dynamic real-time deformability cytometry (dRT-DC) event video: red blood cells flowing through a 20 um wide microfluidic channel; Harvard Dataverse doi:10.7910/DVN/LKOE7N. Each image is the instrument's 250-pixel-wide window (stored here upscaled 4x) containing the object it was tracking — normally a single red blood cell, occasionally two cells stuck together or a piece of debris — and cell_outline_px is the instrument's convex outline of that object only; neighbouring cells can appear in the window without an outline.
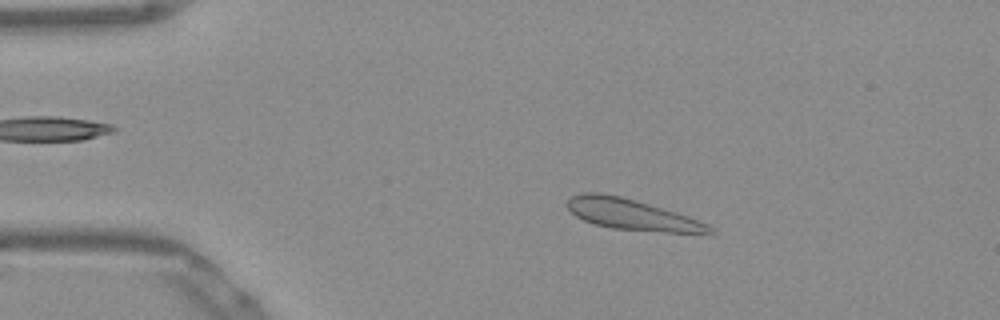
{"species": "Egyptian fruit bat (a non-hibernating species)", "species_latin": "Rousettus aegyptiacus", "temperature_condition": "warm", "stored_images_in_passage": 52, "camera_frame_rate_fps": 3000, "um_per_image_px": 0.085, "frame": {"image": 1, "passage_image": 9, "time_ms": 2.667, "image_size_px": [1000, 320], "cell_outline_px": [[716, 232], [712, 236], [612, 228], [592, 224], [576, 216], [564, 204], [572, 196], [584, 192], [600, 192], [620, 196], [636, 200], [676, 212], [688, 216], [708, 224]], "centroid_in_image_um": [53.8, 18.27], "position_along_channel_um": 31.2, "area_um2": 26.13}}
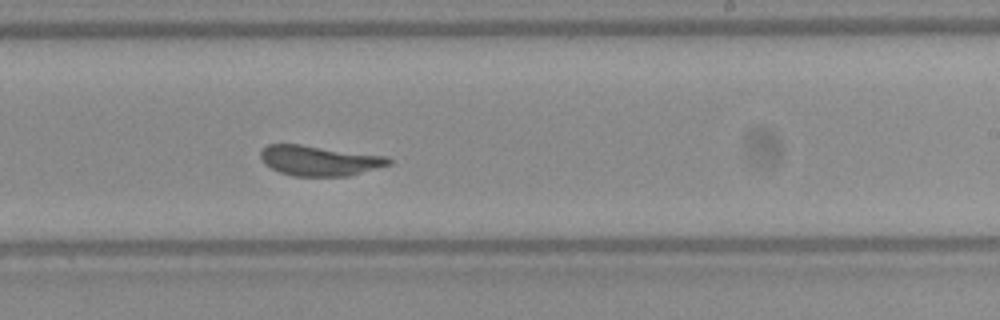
{"frame": {"image": 2, "passage_image": 31, "time_ms": 10.0, "image_size_px": [1000, 320], "cell_outline_px": [[392, 164], [348, 176], [292, 176], [280, 172], [264, 164], [260, 156], [260, 148], [268, 144], [300, 144], [388, 156], [392, 160]], "centroid_in_image_um": [27.14, 13.64], "position_along_channel_um": 261.9, "area_um2": 22.72}}
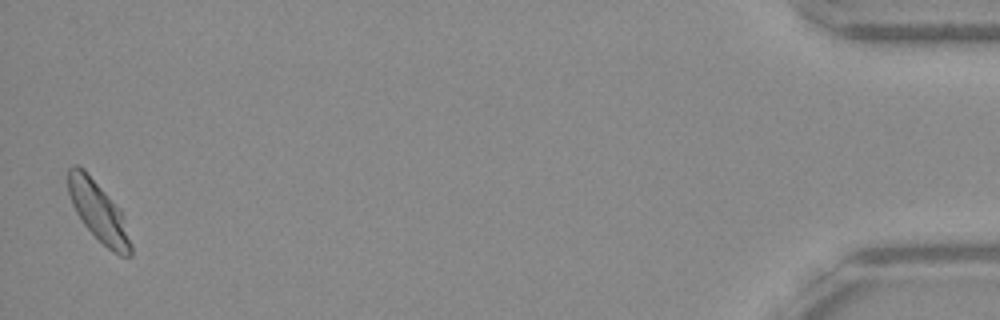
{"frame": {"image": 3, "passage_image": 51, "time_ms": 16.667, "image_size_px": [1000, 320], "cell_outline_px": [[132, 256], [120, 256], [112, 252], [84, 224], [76, 212], [72, 204], [68, 192], [68, 168], [72, 164], [76, 164], [84, 168], [120, 208], [124, 216], [132, 244]], "centroid_in_image_um": [8.39, 17.97], "position_along_channel_um": 426.8, "area_um2": 21.91}}